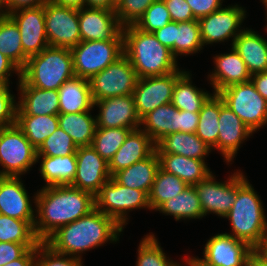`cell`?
Segmentation results:
<instances>
[{
    "instance_id": "6da1fadb",
    "label": "cell",
    "mask_w": 267,
    "mask_h": 266,
    "mask_svg": "<svg viewBox=\"0 0 267 266\" xmlns=\"http://www.w3.org/2000/svg\"><path fill=\"white\" fill-rule=\"evenodd\" d=\"M36 194L34 203L38 218H35L34 232L41 242L59 227L95 209V196L92 193L70 185L45 186Z\"/></svg>"
},
{
    "instance_id": "7a4b0ae2",
    "label": "cell",
    "mask_w": 267,
    "mask_h": 266,
    "mask_svg": "<svg viewBox=\"0 0 267 266\" xmlns=\"http://www.w3.org/2000/svg\"><path fill=\"white\" fill-rule=\"evenodd\" d=\"M122 231L123 228L113 218L95 208L87 215L59 227L44 242L58 253L81 259L79 253L83 251L109 240L117 242Z\"/></svg>"
},
{
    "instance_id": "3957f363",
    "label": "cell",
    "mask_w": 267,
    "mask_h": 266,
    "mask_svg": "<svg viewBox=\"0 0 267 266\" xmlns=\"http://www.w3.org/2000/svg\"><path fill=\"white\" fill-rule=\"evenodd\" d=\"M123 52L139 78L160 76L177 71V61L171 50L155 35L135 25L123 27Z\"/></svg>"
},
{
    "instance_id": "277c9868",
    "label": "cell",
    "mask_w": 267,
    "mask_h": 266,
    "mask_svg": "<svg viewBox=\"0 0 267 266\" xmlns=\"http://www.w3.org/2000/svg\"><path fill=\"white\" fill-rule=\"evenodd\" d=\"M262 202L247 179L236 189V199L225 216L236 239L256 249L267 235V220Z\"/></svg>"
},
{
    "instance_id": "5b68a950",
    "label": "cell",
    "mask_w": 267,
    "mask_h": 266,
    "mask_svg": "<svg viewBox=\"0 0 267 266\" xmlns=\"http://www.w3.org/2000/svg\"><path fill=\"white\" fill-rule=\"evenodd\" d=\"M74 76L71 50L51 46L29 57L21 70V77L30 86L44 90H58Z\"/></svg>"
},
{
    "instance_id": "8992f818",
    "label": "cell",
    "mask_w": 267,
    "mask_h": 266,
    "mask_svg": "<svg viewBox=\"0 0 267 266\" xmlns=\"http://www.w3.org/2000/svg\"><path fill=\"white\" fill-rule=\"evenodd\" d=\"M218 94L253 132L267 124V100L257 92L251 80L228 86Z\"/></svg>"
},
{
    "instance_id": "52a82bcc",
    "label": "cell",
    "mask_w": 267,
    "mask_h": 266,
    "mask_svg": "<svg viewBox=\"0 0 267 266\" xmlns=\"http://www.w3.org/2000/svg\"><path fill=\"white\" fill-rule=\"evenodd\" d=\"M146 207L150 209L149 195L145 191L120 185L112 177L95 195V208L113 218L122 228L128 219L127 211Z\"/></svg>"
},
{
    "instance_id": "ba28073f",
    "label": "cell",
    "mask_w": 267,
    "mask_h": 266,
    "mask_svg": "<svg viewBox=\"0 0 267 266\" xmlns=\"http://www.w3.org/2000/svg\"><path fill=\"white\" fill-rule=\"evenodd\" d=\"M37 162V149L16 125L0 129V176L19 177Z\"/></svg>"
},
{
    "instance_id": "9c48e42d",
    "label": "cell",
    "mask_w": 267,
    "mask_h": 266,
    "mask_svg": "<svg viewBox=\"0 0 267 266\" xmlns=\"http://www.w3.org/2000/svg\"><path fill=\"white\" fill-rule=\"evenodd\" d=\"M71 53L75 76L89 80L124 54L123 40L81 41Z\"/></svg>"
},
{
    "instance_id": "30bf717a",
    "label": "cell",
    "mask_w": 267,
    "mask_h": 266,
    "mask_svg": "<svg viewBox=\"0 0 267 266\" xmlns=\"http://www.w3.org/2000/svg\"><path fill=\"white\" fill-rule=\"evenodd\" d=\"M139 77L128 58L123 54L103 71L89 79L94 101L132 95Z\"/></svg>"
},
{
    "instance_id": "8fae6325",
    "label": "cell",
    "mask_w": 267,
    "mask_h": 266,
    "mask_svg": "<svg viewBox=\"0 0 267 266\" xmlns=\"http://www.w3.org/2000/svg\"><path fill=\"white\" fill-rule=\"evenodd\" d=\"M45 30L49 46L71 50L81 42L78 9L45 3Z\"/></svg>"
},
{
    "instance_id": "7c38bea8",
    "label": "cell",
    "mask_w": 267,
    "mask_h": 266,
    "mask_svg": "<svg viewBox=\"0 0 267 266\" xmlns=\"http://www.w3.org/2000/svg\"><path fill=\"white\" fill-rule=\"evenodd\" d=\"M227 180L226 183L217 182L211 173L194 185L205 216L207 213L213 212L224 218L236 199V189L246 178L242 172L237 171Z\"/></svg>"
},
{
    "instance_id": "4fadbf2b",
    "label": "cell",
    "mask_w": 267,
    "mask_h": 266,
    "mask_svg": "<svg viewBox=\"0 0 267 266\" xmlns=\"http://www.w3.org/2000/svg\"><path fill=\"white\" fill-rule=\"evenodd\" d=\"M184 72L178 69L165 75L139 78L132 95L140 120L157 107L171 103L176 80Z\"/></svg>"
},
{
    "instance_id": "5bb4252c",
    "label": "cell",
    "mask_w": 267,
    "mask_h": 266,
    "mask_svg": "<svg viewBox=\"0 0 267 266\" xmlns=\"http://www.w3.org/2000/svg\"><path fill=\"white\" fill-rule=\"evenodd\" d=\"M253 248L246 242L221 233L208 240L204 258L191 257L195 266H245L246 258Z\"/></svg>"
},
{
    "instance_id": "9a60e30c",
    "label": "cell",
    "mask_w": 267,
    "mask_h": 266,
    "mask_svg": "<svg viewBox=\"0 0 267 266\" xmlns=\"http://www.w3.org/2000/svg\"><path fill=\"white\" fill-rule=\"evenodd\" d=\"M245 10L238 5L219 8L217 11L198 19L201 39L204 44L224 42L231 37L232 45L235 38L242 32L239 26L245 19Z\"/></svg>"
},
{
    "instance_id": "2e32d148",
    "label": "cell",
    "mask_w": 267,
    "mask_h": 266,
    "mask_svg": "<svg viewBox=\"0 0 267 266\" xmlns=\"http://www.w3.org/2000/svg\"><path fill=\"white\" fill-rule=\"evenodd\" d=\"M76 161V175L70 186L95 196L112 177L109 172V163L92 146L78 147Z\"/></svg>"
},
{
    "instance_id": "e0dca14e",
    "label": "cell",
    "mask_w": 267,
    "mask_h": 266,
    "mask_svg": "<svg viewBox=\"0 0 267 266\" xmlns=\"http://www.w3.org/2000/svg\"><path fill=\"white\" fill-rule=\"evenodd\" d=\"M18 26L24 54L29 58L49 46L45 30V5L8 14Z\"/></svg>"
},
{
    "instance_id": "ac0fdd59",
    "label": "cell",
    "mask_w": 267,
    "mask_h": 266,
    "mask_svg": "<svg viewBox=\"0 0 267 266\" xmlns=\"http://www.w3.org/2000/svg\"><path fill=\"white\" fill-rule=\"evenodd\" d=\"M81 41L123 40V26L115 11L101 8L78 10Z\"/></svg>"
},
{
    "instance_id": "d6986e66",
    "label": "cell",
    "mask_w": 267,
    "mask_h": 266,
    "mask_svg": "<svg viewBox=\"0 0 267 266\" xmlns=\"http://www.w3.org/2000/svg\"><path fill=\"white\" fill-rule=\"evenodd\" d=\"M100 113L96 116L98 128H130L139 129L138 117L133 95L111 97L94 101Z\"/></svg>"
},
{
    "instance_id": "ffe728a7",
    "label": "cell",
    "mask_w": 267,
    "mask_h": 266,
    "mask_svg": "<svg viewBox=\"0 0 267 266\" xmlns=\"http://www.w3.org/2000/svg\"><path fill=\"white\" fill-rule=\"evenodd\" d=\"M218 141L214 149L221 151L226 162L232 161L242 141L253 131L226 105L220 97V115L218 118Z\"/></svg>"
},
{
    "instance_id": "44dd1931",
    "label": "cell",
    "mask_w": 267,
    "mask_h": 266,
    "mask_svg": "<svg viewBox=\"0 0 267 266\" xmlns=\"http://www.w3.org/2000/svg\"><path fill=\"white\" fill-rule=\"evenodd\" d=\"M0 214L35 221L36 215L20 177L0 176Z\"/></svg>"
},
{
    "instance_id": "7402d4cb",
    "label": "cell",
    "mask_w": 267,
    "mask_h": 266,
    "mask_svg": "<svg viewBox=\"0 0 267 266\" xmlns=\"http://www.w3.org/2000/svg\"><path fill=\"white\" fill-rule=\"evenodd\" d=\"M19 79L20 101L17 103L16 115H58V90H44L30 86L21 76Z\"/></svg>"
},
{
    "instance_id": "603a6c76",
    "label": "cell",
    "mask_w": 267,
    "mask_h": 266,
    "mask_svg": "<svg viewBox=\"0 0 267 266\" xmlns=\"http://www.w3.org/2000/svg\"><path fill=\"white\" fill-rule=\"evenodd\" d=\"M155 148V143L141 127L132 130L109 162L111 176L149 157L155 151Z\"/></svg>"
},
{
    "instance_id": "cb8c5ba5",
    "label": "cell",
    "mask_w": 267,
    "mask_h": 266,
    "mask_svg": "<svg viewBox=\"0 0 267 266\" xmlns=\"http://www.w3.org/2000/svg\"><path fill=\"white\" fill-rule=\"evenodd\" d=\"M214 59V64H216L215 70L211 75H208L213 85V93H218L222 89L234 84L250 81L251 74L233 46L230 53L216 55Z\"/></svg>"
},
{
    "instance_id": "d4e9b609",
    "label": "cell",
    "mask_w": 267,
    "mask_h": 266,
    "mask_svg": "<svg viewBox=\"0 0 267 266\" xmlns=\"http://www.w3.org/2000/svg\"><path fill=\"white\" fill-rule=\"evenodd\" d=\"M252 75L267 71V40L250 29H244L232 45Z\"/></svg>"
},
{
    "instance_id": "484cf974",
    "label": "cell",
    "mask_w": 267,
    "mask_h": 266,
    "mask_svg": "<svg viewBox=\"0 0 267 266\" xmlns=\"http://www.w3.org/2000/svg\"><path fill=\"white\" fill-rule=\"evenodd\" d=\"M155 145L157 154H176L203 161L212 149L195 133L186 132L168 134Z\"/></svg>"
},
{
    "instance_id": "4316f807",
    "label": "cell",
    "mask_w": 267,
    "mask_h": 266,
    "mask_svg": "<svg viewBox=\"0 0 267 266\" xmlns=\"http://www.w3.org/2000/svg\"><path fill=\"white\" fill-rule=\"evenodd\" d=\"M159 168V158L154 151L144 160L116 172L112 178L120 185L145 191L149 195Z\"/></svg>"
},
{
    "instance_id": "83f0119b",
    "label": "cell",
    "mask_w": 267,
    "mask_h": 266,
    "mask_svg": "<svg viewBox=\"0 0 267 266\" xmlns=\"http://www.w3.org/2000/svg\"><path fill=\"white\" fill-rule=\"evenodd\" d=\"M60 113H79L94 107L89 80L74 76L58 89Z\"/></svg>"
},
{
    "instance_id": "f1b7e54d",
    "label": "cell",
    "mask_w": 267,
    "mask_h": 266,
    "mask_svg": "<svg viewBox=\"0 0 267 266\" xmlns=\"http://www.w3.org/2000/svg\"><path fill=\"white\" fill-rule=\"evenodd\" d=\"M157 155L162 170L176 175L189 186L198 184L212 173L203 160L176 154Z\"/></svg>"
},
{
    "instance_id": "f546056e",
    "label": "cell",
    "mask_w": 267,
    "mask_h": 266,
    "mask_svg": "<svg viewBox=\"0 0 267 266\" xmlns=\"http://www.w3.org/2000/svg\"><path fill=\"white\" fill-rule=\"evenodd\" d=\"M145 131L156 144L168 134L180 132V110L172 103L157 107L140 120Z\"/></svg>"
},
{
    "instance_id": "4dcf8cb0",
    "label": "cell",
    "mask_w": 267,
    "mask_h": 266,
    "mask_svg": "<svg viewBox=\"0 0 267 266\" xmlns=\"http://www.w3.org/2000/svg\"><path fill=\"white\" fill-rule=\"evenodd\" d=\"M42 157L40 173L46 182L45 186L70 185L76 175V154L67 156H37V162Z\"/></svg>"
},
{
    "instance_id": "1f68e13d",
    "label": "cell",
    "mask_w": 267,
    "mask_h": 266,
    "mask_svg": "<svg viewBox=\"0 0 267 266\" xmlns=\"http://www.w3.org/2000/svg\"><path fill=\"white\" fill-rule=\"evenodd\" d=\"M58 121L59 127L71 136L77 147L91 146L97 123L89 111L59 113Z\"/></svg>"
},
{
    "instance_id": "d6a6232c",
    "label": "cell",
    "mask_w": 267,
    "mask_h": 266,
    "mask_svg": "<svg viewBox=\"0 0 267 266\" xmlns=\"http://www.w3.org/2000/svg\"><path fill=\"white\" fill-rule=\"evenodd\" d=\"M157 210L167 215H173L176 221L182 218L200 219L205 216L195 187L189 185L182 193L165 201Z\"/></svg>"
},
{
    "instance_id": "836d02e7",
    "label": "cell",
    "mask_w": 267,
    "mask_h": 266,
    "mask_svg": "<svg viewBox=\"0 0 267 266\" xmlns=\"http://www.w3.org/2000/svg\"><path fill=\"white\" fill-rule=\"evenodd\" d=\"M189 72L185 71L177 80L173 88L171 103L178 110H185L199 113L203 104L211 96V94L199 90L192 85Z\"/></svg>"
},
{
    "instance_id": "e575fe53",
    "label": "cell",
    "mask_w": 267,
    "mask_h": 266,
    "mask_svg": "<svg viewBox=\"0 0 267 266\" xmlns=\"http://www.w3.org/2000/svg\"><path fill=\"white\" fill-rule=\"evenodd\" d=\"M16 125L30 143L38 149L58 127V115H16Z\"/></svg>"
},
{
    "instance_id": "d590c367",
    "label": "cell",
    "mask_w": 267,
    "mask_h": 266,
    "mask_svg": "<svg viewBox=\"0 0 267 266\" xmlns=\"http://www.w3.org/2000/svg\"><path fill=\"white\" fill-rule=\"evenodd\" d=\"M0 51L20 70L25 67L28 57L23 51L20 31L8 15L0 17Z\"/></svg>"
},
{
    "instance_id": "8d00e7d4",
    "label": "cell",
    "mask_w": 267,
    "mask_h": 266,
    "mask_svg": "<svg viewBox=\"0 0 267 266\" xmlns=\"http://www.w3.org/2000/svg\"><path fill=\"white\" fill-rule=\"evenodd\" d=\"M35 221H25L0 214V242L25 244L37 248L41 242L34 232Z\"/></svg>"
},
{
    "instance_id": "74e56055",
    "label": "cell",
    "mask_w": 267,
    "mask_h": 266,
    "mask_svg": "<svg viewBox=\"0 0 267 266\" xmlns=\"http://www.w3.org/2000/svg\"><path fill=\"white\" fill-rule=\"evenodd\" d=\"M212 95L203 104L199 112L198 126L195 134L213 149L218 141L220 96L218 93Z\"/></svg>"
},
{
    "instance_id": "f35d334b",
    "label": "cell",
    "mask_w": 267,
    "mask_h": 266,
    "mask_svg": "<svg viewBox=\"0 0 267 266\" xmlns=\"http://www.w3.org/2000/svg\"><path fill=\"white\" fill-rule=\"evenodd\" d=\"M187 186L188 185L176 175L159 168L149 193L150 209L157 211L165 201L182 193Z\"/></svg>"
},
{
    "instance_id": "ab89813d",
    "label": "cell",
    "mask_w": 267,
    "mask_h": 266,
    "mask_svg": "<svg viewBox=\"0 0 267 266\" xmlns=\"http://www.w3.org/2000/svg\"><path fill=\"white\" fill-rule=\"evenodd\" d=\"M130 128H96L91 146L108 163L124 143Z\"/></svg>"
},
{
    "instance_id": "60d3db41",
    "label": "cell",
    "mask_w": 267,
    "mask_h": 266,
    "mask_svg": "<svg viewBox=\"0 0 267 266\" xmlns=\"http://www.w3.org/2000/svg\"><path fill=\"white\" fill-rule=\"evenodd\" d=\"M200 26L198 19L188 22H175V58L189 55L202 49Z\"/></svg>"
},
{
    "instance_id": "b9f144b4",
    "label": "cell",
    "mask_w": 267,
    "mask_h": 266,
    "mask_svg": "<svg viewBox=\"0 0 267 266\" xmlns=\"http://www.w3.org/2000/svg\"><path fill=\"white\" fill-rule=\"evenodd\" d=\"M77 148L71 136L58 127L37 149V156H67L76 154Z\"/></svg>"
},
{
    "instance_id": "7bdbcfd3",
    "label": "cell",
    "mask_w": 267,
    "mask_h": 266,
    "mask_svg": "<svg viewBox=\"0 0 267 266\" xmlns=\"http://www.w3.org/2000/svg\"><path fill=\"white\" fill-rule=\"evenodd\" d=\"M136 263V266H178L166 258L154 234L146 235L140 242Z\"/></svg>"
},
{
    "instance_id": "ee69618b",
    "label": "cell",
    "mask_w": 267,
    "mask_h": 266,
    "mask_svg": "<svg viewBox=\"0 0 267 266\" xmlns=\"http://www.w3.org/2000/svg\"><path fill=\"white\" fill-rule=\"evenodd\" d=\"M169 10L163 0H155L137 21L135 26L142 31L153 33L171 22Z\"/></svg>"
},
{
    "instance_id": "f6af8a7d",
    "label": "cell",
    "mask_w": 267,
    "mask_h": 266,
    "mask_svg": "<svg viewBox=\"0 0 267 266\" xmlns=\"http://www.w3.org/2000/svg\"><path fill=\"white\" fill-rule=\"evenodd\" d=\"M155 0H117L115 13L123 27L135 25Z\"/></svg>"
},
{
    "instance_id": "bcb514c9",
    "label": "cell",
    "mask_w": 267,
    "mask_h": 266,
    "mask_svg": "<svg viewBox=\"0 0 267 266\" xmlns=\"http://www.w3.org/2000/svg\"><path fill=\"white\" fill-rule=\"evenodd\" d=\"M66 256L54 251L45 242H40L37 246L36 266H82L81 259Z\"/></svg>"
},
{
    "instance_id": "7dc6e473",
    "label": "cell",
    "mask_w": 267,
    "mask_h": 266,
    "mask_svg": "<svg viewBox=\"0 0 267 266\" xmlns=\"http://www.w3.org/2000/svg\"><path fill=\"white\" fill-rule=\"evenodd\" d=\"M16 104L8 85L0 93V129L16 124Z\"/></svg>"
},
{
    "instance_id": "c3c4849f",
    "label": "cell",
    "mask_w": 267,
    "mask_h": 266,
    "mask_svg": "<svg viewBox=\"0 0 267 266\" xmlns=\"http://www.w3.org/2000/svg\"><path fill=\"white\" fill-rule=\"evenodd\" d=\"M174 22L195 20L192 10L186 0H163Z\"/></svg>"
},
{
    "instance_id": "681fc988",
    "label": "cell",
    "mask_w": 267,
    "mask_h": 266,
    "mask_svg": "<svg viewBox=\"0 0 267 266\" xmlns=\"http://www.w3.org/2000/svg\"><path fill=\"white\" fill-rule=\"evenodd\" d=\"M28 250L25 244L0 242V266L21 258Z\"/></svg>"
},
{
    "instance_id": "f907efd6",
    "label": "cell",
    "mask_w": 267,
    "mask_h": 266,
    "mask_svg": "<svg viewBox=\"0 0 267 266\" xmlns=\"http://www.w3.org/2000/svg\"><path fill=\"white\" fill-rule=\"evenodd\" d=\"M196 19L207 16L222 7V0H186Z\"/></svg>"
},
{
    "instance_id": "816d5d0a",
    "label": "cell",
    "mask_w": 267,
    "mask_h": 266,
    "mask_svg": "<svg viewBox=\"0 0 267 266\" xmlns=\"http://www.w3.org/2000/svg\"><path fill=\"white\" fill-rule=\"evenodd\" d=\"M157 40L171 50L175 57V22L171 21L163 28L153 32Z\"/></svg>"
},
{
    "instance_id": "f5cc1de1",
    "label": "cell",
    "mask_w": 267,
    "mask_h": 266,
    "mask_svg": "<svg viewBox=\"0 0 267 266\" xmlns=\"http://www.w3.org/2000/svg\"><path fill=\"white\" fill-rule=\"evenodd\" d=\"M6 15L22 9L35 8L42 5L48 0H4Z\"/></svg>"
},
{
    "instance_id": "db71d44e",
    "label": "cell",
    "mask_w": 267,
    "mask_h": 266,
    "mask_svg": "<svg viewBox=\"0 0 267 266\" xmlns=\"http://www.w3.org/2000/svg\"><path fill=\"white\" fill-rule=\"evenodd\" d=\"M198 120L199 113L180 110V132L195 133Z\"/></svg>"
},
{
    "instance_id": "11a10c76",
    "label": "cell",
    "mask_w": 267,
    "mask_h": 266,
    "mask_svg": "<svg viewBox=\"0 0 267 266\" xmlns=\"http://www.w3.org/2000/svg\"><path fill=\"white\" fill-rule=\"evenodd\" d=\"M11 71L17 72L18 76H21V70L7 57L0 51V80L6 82L8 85L9 76Z\"/></svg>"
},
{
    "instance_id": "9f6ffc18",
    "label": "cell",
    "mask_w": 267,
    "mask_h": 266,
    "mask_svg": "<svg viewBox=\"0 0 267 266\" xmlns=\"http://www.w3.org/2000/svg\"><path fill=\"white\" fill-rule=\"evenodd\" d=\"M250 80L254 84L257 92L267 100V71L252 74Z\"/></svg>"
},
{
    "instance_id": "6f0895ef",
    "label": "cell",
    "mask_w": 267,
    "mask_h": 266,
    "mask_svg": "<svg viewBox=\"0 0 267 266\" xmlns=\"http://www.w3.org/2000/svg\"><path fill=\"white\" fill-rule=\"evenodd\" d=\"M37 248H30L21 258L7 263L3 266H36Z\"/></svg>"
},
{
    "instance_id": "680465c9",
    "label": "cell",
    "mask_w": 267,
    "mask_h": 266,
    "mask_svg": "<svg viewBox=\"0 0 267 266\" xmlns=\"http://www.w3.org/2000/svg\"><path fill=\"white\" fill-rule=\"evenodd\" d=\"M117 0H84V6L88 8H101L115 11Z\"/></svg>"
},
{
    "instance_id": "91938a15",
    "label": "cell",
    "mask_w": 267,
    "mask_h": 266,
    "mask_svg": "<svg viewBox=\"0 0 267 266\" xmlns=\"http://www.w3.org/2000/svg\"><path fill=\"white\" fill-rule=\"evenodd\" d=\"M245 266H267V260L256 249H253L246 258Z\"/></svg>"
},
{
    "instance_id": "94428289",
    "label": "cell",
    "mask_w": 267,
    "mask_h": 266,
    "mask_svg": "<svg viewBox=\"0 0 267 266\" xmlns=\"http://www.w3.org/2000/svg\"><path fill=\"white\" fill-rule=\"evenodd\" d=\"M54 4L74 9L84 8V0H50Z\"/></svg>"
},
{
    "instance_id": "6125c7cd",
    "label": "cell",
    "mask_w": 267,
    "mask_h": 266,
    "mask_svg": "<svg viewBox=\"0 0 267 266\" xmlns=\"http://www.w3.org/2000/svg\"><path fill=\"white\" fill-rule=\"evenodd\" d=\"M256 250L267 260V235L263 238Z\"/></svg>"
},
{
    "instance_id": "be15d7a7",
    "label": "cell",
    "mask_w": 267,
    "mask_h": 266,
    "mask_svg": "<svg viewBox=\"0 0 267 266\" xmlns=\"http://www.w3.org/2000/svg\"><path fill=\"white\" fill-rule=\"evenodd\" d=\"M3 7L5 8V1L4 0H0V17L6 15V11L2 10Z\"/></svg>"
},
{
    "instance_id": "e7e4bbea",
    "label": "cell",
    "mask_w": 267,
    "mask_h": 266,
    "mask_svg": "<svg viewBox=\"0 0 267 266\" xmlns=\"http://www.w3.org/2000/svg\"><path fill=\"white\" fill-rule=\"evenodd\" d=\"M8 86V84L4 81L0 80V93Z\"/></svg>"
},
{
    "instance_id": "03108f58",
    "label": "cell",
    "mask_w": 267,
    "mask_h": 266,
    "mask_svg": "<svg viewBox=\"0 0 267 266\" xmlns=\"http://www.w3.org/2000/svg\"><path fill=\"white\" fill-rule=\"evenodd\" d=\"M185 261L189 266H195L193 261L190 259V257L188 259H186Z\"/></svg>"
},
{
    "instance_id": "003e7915",
    "label": "cell",
    "mask_w": 267,
    "mask_h": 266,
    "mask_svg": "<svg viewBox=\"0 0 267 266\" xmlns=\"http://www.w3.org/2000/svg\"><path fill=\"white\" fill-rule=\"evenodd\" d=\"M263 2V4L265 5V8L267 10V0H261Z\"/></svg>"
}]
</instances>
